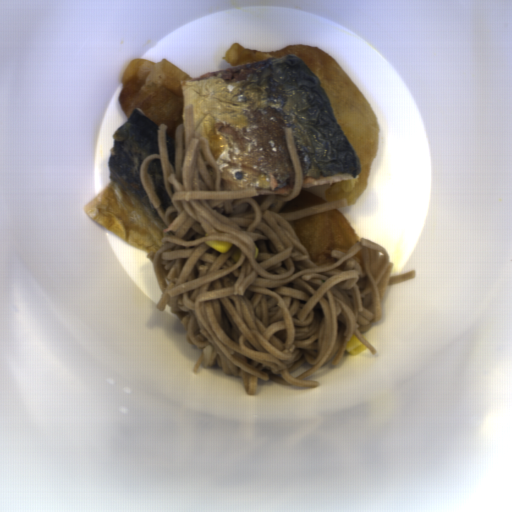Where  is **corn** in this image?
<instances>
[{"instance_id":"obj_1","label":"corn","mask_w":512,"mask_h":512,"mask_svg":"<svg viewBox=\"0 0 512 512\" xmlns=\"http://www.w3.org/2000/svg\"><path fill=\"white\" fill-rule=\"evenodd\" d=\"M368 348L363 343H361L356 334H353L352 339L347 342L345 350L352 356H356L363 350Z\"/></svg>"},{"instance_id":"obj_2","label":"corn","mask_w":512,"mask_h":512,"mask_svg":"<svg viewBox=\"0 0 512 512\" xmlns=\"http://www.w3.org/2000/svg\"><path fill=\"white\" fill-rule=\"evenodd\" d=\"M206 243L210 248H214L218 253L226 254L229 252L231 247L233 246V243L228 240H210Z\"/></svg>"},{"instance_id":"obj_3","label":"corn","mask_w":512,"mask_h":512,"mask_svg":"<svg viewBox=\"0 0 512 512\" xmlns=\"http://www.w3.org/2000/svg\"><path fill=\"white\" fill-rule=\"evenodd\" d=\"M231 256H232V258H233L234 262H236V263H237L238 261H240V258H241V251L237 248V249L235 250V252H234Z\"/></svg>"},{"instance_id":"obj_4","label":"corn","mask_w":512,"mask_h":512,"mask_svg":"<svg viewBox=\"0 0 512 512\" xmlns=\"http://www.w3.org/2000/svg\"><path fill=\"white\" fill-rule=\"evenodd\" d=\"M258 255H259V248L256 245V247H255V259L258 257Z\"/></svg>"}]
</instances>
